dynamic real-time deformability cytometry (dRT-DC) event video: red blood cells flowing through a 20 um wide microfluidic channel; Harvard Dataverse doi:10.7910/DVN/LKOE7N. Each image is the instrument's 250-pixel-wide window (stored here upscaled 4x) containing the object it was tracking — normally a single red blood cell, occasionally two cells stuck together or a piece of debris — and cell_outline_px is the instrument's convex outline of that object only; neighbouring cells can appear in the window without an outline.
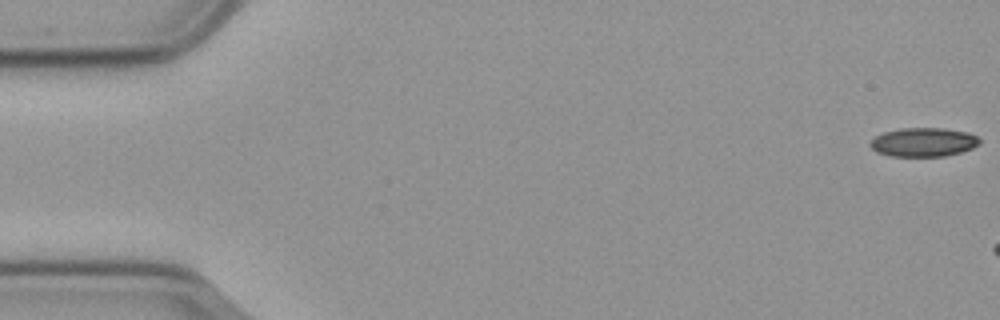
{"species": "common noctule bat (a hibernating species)", "species_latin": "Nyctalus noctula", "temperature_condition": "cold", "stored_images_in_passage": 7, "camera_frame_rate_fps": 3000, "um_per_image_px": 0.085, "animal": {"sex": "male", "body_mass_g": 23.1, "forearm_length_mm": 52.7}, "frame": {"image": 1, "passage_image": 1, "time_ms": 0.0, "image_size_px": [1000, 320], "cell_outline_px": [[980, 144], [972, 148], [960, 152], [944, 156], [888, 156], [876, 152], [868, 144], [876, 136], [884, 132], [900, 128], [944, 128], [968, 132], [976, 136], [980, 140]], "centroid_in_image_um": [78.48, 12.08], "position_along_channel_um": 6.5, "area_um2": 18.44}}